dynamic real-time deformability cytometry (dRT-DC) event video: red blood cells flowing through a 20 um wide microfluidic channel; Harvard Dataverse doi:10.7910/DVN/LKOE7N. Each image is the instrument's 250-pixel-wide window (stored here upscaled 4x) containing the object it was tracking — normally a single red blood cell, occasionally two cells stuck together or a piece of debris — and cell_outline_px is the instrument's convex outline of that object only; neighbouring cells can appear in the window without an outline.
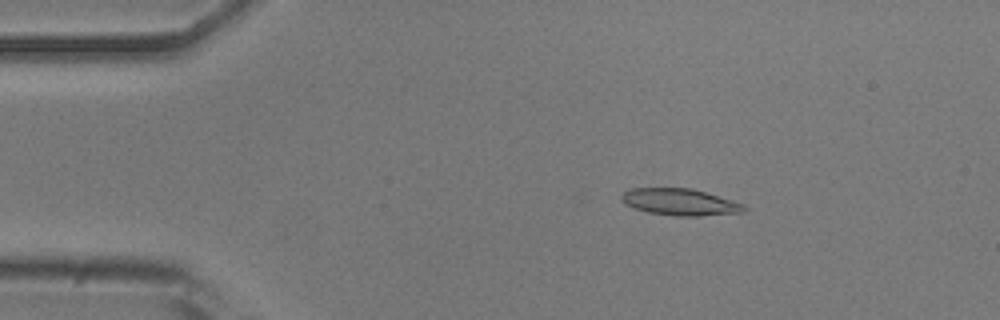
{"species": "common noctule bat (a hibernating species)", "species_latin": "Nyctalus noctula", "temperature_condition": "room temperature", "stored_images_in_passage": 52, "camera_frame_rate_fps": 3000, "um_per_image_px": 0.085, "animal": {"sex": "male", "body_mass_g": 20.5, "forearm_length_mm": 52.5}, "frame": {"image": 1, "passage_image": 9, "time_ms": 2.667, "image_size_px": [1000, 320], "cell_outline_px": [[744, 212], [700, 216], [676, 216], [648, 212], [636, 208], [628, 204], [620, 196], [624, 192], [632, 188], [692, 188], [732, 200], [744, 204]], "centroid_in_image_um": [57.83, 17.17], "position_along_channel_um": 27.2, "area_um2": 18.79}}
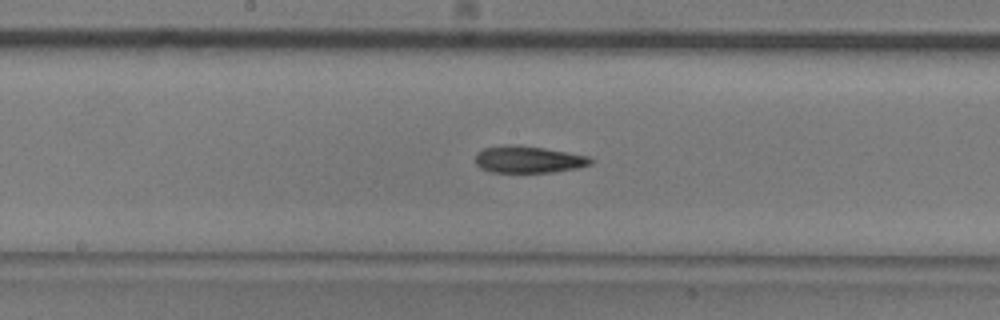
{"frame": {"image": 2, "passage_image": 27, "time_ms": 8.667, "image_size_px": [1000, 320], "cell_outline_px": [[592, 164], [576, 168], [552, 172], [492, 172], [480, 168], [476, 164], [476, 152], [484, 148], [504, 144], [516, 144], [544, 148], [588, 156], [592, 160]], "centroid_in_image_um": [44.87, 13.54], "position_along_channel_um": 203.3, "area_um2": 18.09}}
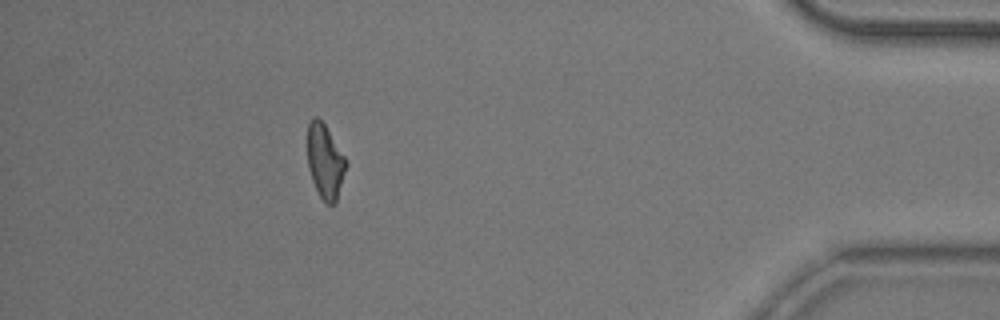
{"frame": {"image": 3, "passage_image": 47, "time_ms": 15.333, "image_size_px": [1000, 320], "cell_outline_px": [[348, 164], [336, 204], [324, 204], [312, 180], [308, 168], [308, 124], [312, 116], [316, 116], [324, 124], [344, 156]], "centroid_in_image_um": [27.64, 13.76], "position_along_channel_um": 407.6, "area_um2": 16.7}, "authors_computed_cell_mechanics": {"area_um2": 18.1492, "velocity_mm_per_s": 3.8635, "shape_relaxation_time_tau1_ms": 8.3039, "shape_relaxation_time_tau2_ms": 8.2836, "deformation_change_tau1": 0.2113, "deformation_change_tau2": 0.2056}}